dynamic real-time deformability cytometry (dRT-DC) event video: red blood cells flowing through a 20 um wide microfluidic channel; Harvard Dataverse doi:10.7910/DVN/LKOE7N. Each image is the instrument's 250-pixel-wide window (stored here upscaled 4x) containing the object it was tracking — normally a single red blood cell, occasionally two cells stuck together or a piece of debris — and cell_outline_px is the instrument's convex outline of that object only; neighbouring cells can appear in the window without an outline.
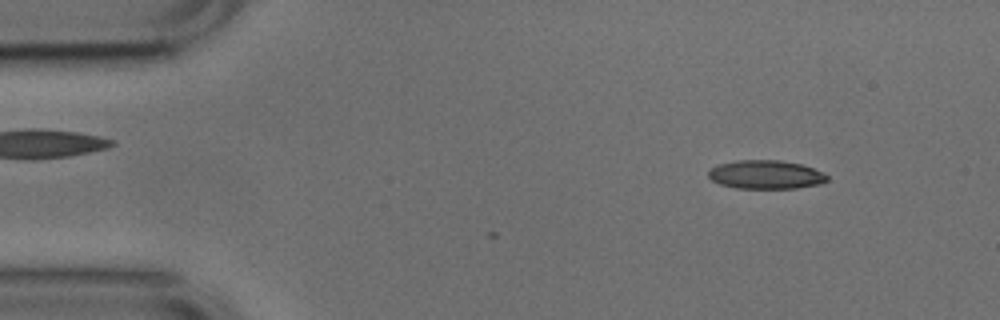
{"species": "common noctule bat (a hibernating species)", "species_latin": "Nyctalus noctula", "temperature_condition": "cold", "stored_images_in_passage": 3, "camera_frame_rate_fps": 3000, "um_per_image_px": 0.085, "animal": {"sex": "male", "body_mass_g": 17.9, "forearm_length_mm": 54.2}, "frame": {"image": 1, "passage_image": 3, "time_ms": 0.667, "image_size_px": [1000, 320], "cell_outline_px": [[828, 180], [820, 184], [796, 188], [736, 188], [720, 184], [712, 180], [708, 176], [708, 172], [712, 168], [720, 164], [736, 160], [780, 160], [800, 164], [824, 172], [828, 176]], "centroid_in_image_um": [65.11, 14.84], "position_along_channel_um": 19.9, "area_um2": 19.77}}